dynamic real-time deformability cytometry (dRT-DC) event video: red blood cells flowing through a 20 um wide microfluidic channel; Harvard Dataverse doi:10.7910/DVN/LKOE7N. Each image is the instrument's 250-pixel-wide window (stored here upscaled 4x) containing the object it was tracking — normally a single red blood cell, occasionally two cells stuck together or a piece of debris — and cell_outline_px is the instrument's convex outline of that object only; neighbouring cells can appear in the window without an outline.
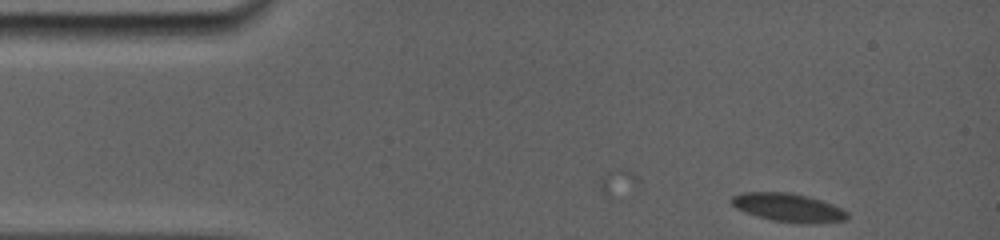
{"species": "common noctule bat (a hibernating species)", "species_latin": "Nyctalus noctula", "temperature_condition": "room temperature", "stored_images_in_passage": 13, "camera_frame_rate_fps": 5000, "um_per_image_px": 0.085, "animal": {"sex": "female", "body_mass_g": 19.0, "forearm_length_mm": 56.7}, "frame": {"image": 1, "passage_image": 1, "time_ms": 0.0, "image_size_px": [1000, 240], "cell_outline_px": [[848, 220], [812, 224], [808, 224], [772, 220], [744, 212], [736, 208], [728, 200], [732, 196], [740, 192], [788, 192], [808, 196], [832, 204], [848, 212]], "centroid_in_image_um": [66.99, 17.64], "position_along_channel_um": 18.0, "area_um2": 19.31}}
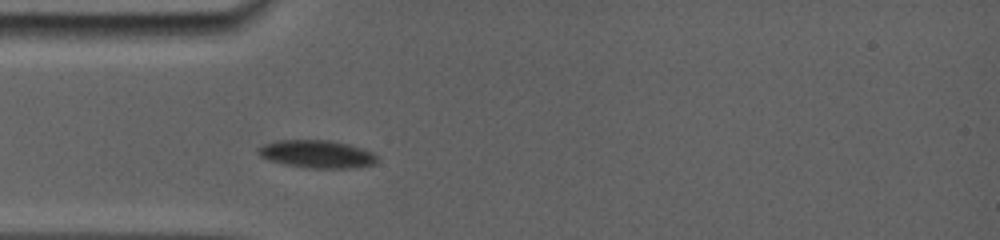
{"frame": {"image": 2, "passage_image": 10, "time_ms": 3.4, "image_size_px": [1000, 240], "cell_outline_px": [[376, 164], [352, 168], [308, 168], [284, 164], [260, 156], [260, 148], [268, 144], [280, 140], [320, 140], [344, 144], [372, 152], [376, 156]], "centroid_in_image_um": [26.97, 13.12], "position_along_channel_um": 58.0, "area_um2": 18.5}}
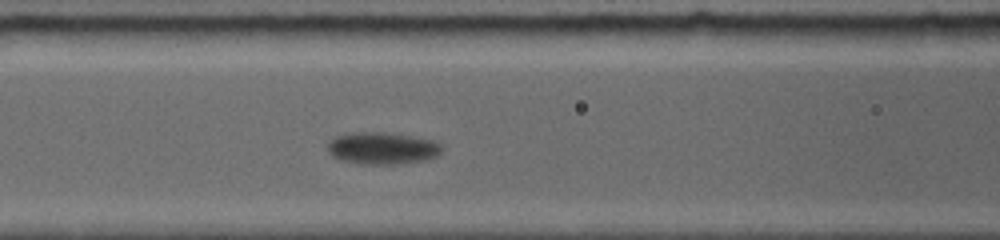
{"frame": {"image": 3, "passage_image": 13, "time_ms": 5.6, "image_size_px": [1000, 240], "cell_outline_px": [[440, 152], [436, 156], [424, 160], [400, 164], [368, 164], [344, 160], [332, 156], [328, 152], [328, 144], [332, 140], [340, 136], [400, 136], [428, 140], [440, 144]], "centroid_in_image_um": [32.53, 12.7], "position_along_channel_um": 134.1, "area_um2": 19.13}}